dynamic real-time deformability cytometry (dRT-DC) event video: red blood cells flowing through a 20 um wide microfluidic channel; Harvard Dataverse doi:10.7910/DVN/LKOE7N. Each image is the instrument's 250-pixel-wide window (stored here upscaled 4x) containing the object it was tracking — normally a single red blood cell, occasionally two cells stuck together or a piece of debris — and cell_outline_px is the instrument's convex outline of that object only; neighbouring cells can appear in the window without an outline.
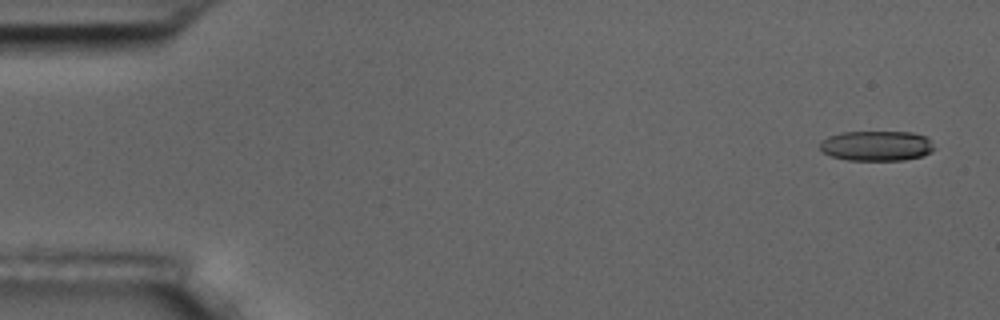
{"species": "common noctule bat (a hibernating species)", "species_latin": "Nyctalus noctula", "temperature_condition": "room temperature", "stored_images_in_passage": 5, "camera_frame_rate_fps": 3000, "um_per_image_px": 0.085, "animal": {"sex": "male", "body_mass_g": 17.5, "forearm_length_mm": 52.3}, "frame": {"image": 1, "passage_image": 1, "time_ms": 0.0, "image_size_px": [1000, 320], "cell_outline_px": [[936, 148], [932, 152], [924, 156], [904, 160], [848, 160], [832, 156], [824, 152], [820, 148], [820, 144], [828, 136], [840, 132], [912, 132], [924, 136], [932, 140]], "centroid_in_image_um": [74.58, 12.39], "position_along_channel_um": 10.4, "area_um2": 20.17}}
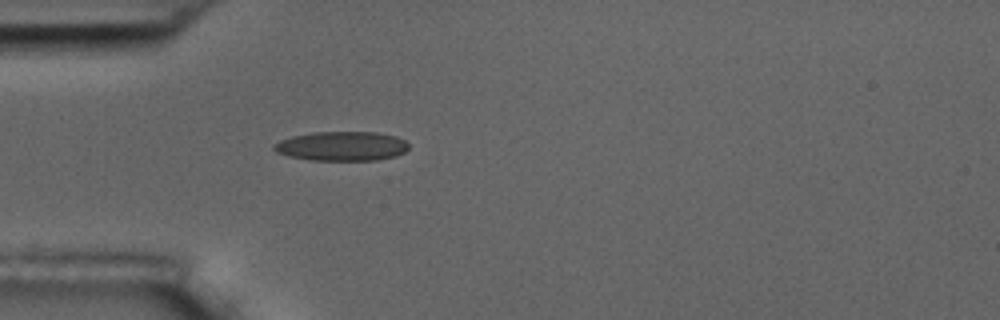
{"frame": {"image": 2, "passage_image": 5, "time_ms": 4.667, "image_size_px": [1000, 320], "cell_outline_px": [[408, 148], [404, 152], [396, 156], [376, 160], [312, 160], [288, 156], [276, 152], [272, 148], [272, 144], [280, 140], [292, 136], [312, 132], [376, 132], [396, 136], [404, 140], [408, 144]], "centroid_in_image_um": [29.02, 12.42], "position_along_channel_um": 56.0, "area_um2": 23.12}}